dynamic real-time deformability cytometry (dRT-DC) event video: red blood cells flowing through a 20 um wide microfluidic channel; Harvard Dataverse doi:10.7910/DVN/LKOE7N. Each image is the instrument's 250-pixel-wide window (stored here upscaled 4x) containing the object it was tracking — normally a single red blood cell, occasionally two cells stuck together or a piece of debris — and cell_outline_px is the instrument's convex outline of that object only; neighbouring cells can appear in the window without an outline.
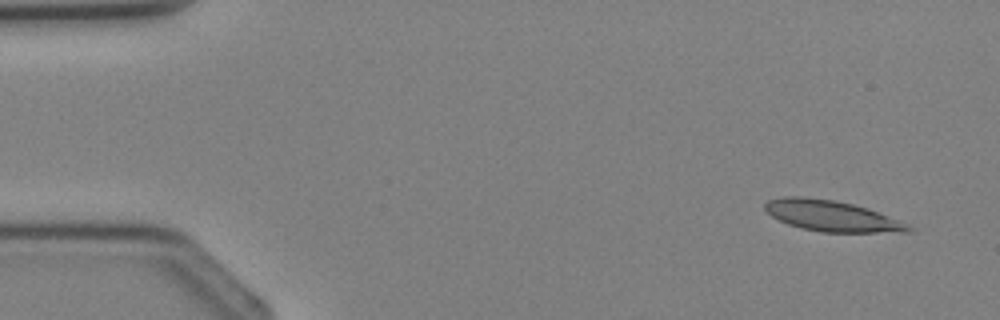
{"species": "Egyptian fruit bat (a non-hibernating species)", "species_latin": "Rousettus aegyptiacus", "temperature_condition": "cold", "stored_images_in_passage": 4, "camera_frame_rate_fps": 3000, "um_per_image_px": 0.085, "animal": {"sex": "female"}, "frame": {"image": 1, "passage_image": 1, "time_ms": 0.0, "image_size_px": [1000, 320], "cell_outline_px": [[916, 228], [912, 232], [820, 232], [800, 228], [788, 224], [772, 216], [764, 208], [764, 204], [768, 200], [784, 196], [804, 196], [832, 200], [852, 204], [868, 208], [908, 224]], "centroid_in_image_um": [70.7, 18.36], "position_along_channel_um": 14.3, "area_um2": 25.78}}